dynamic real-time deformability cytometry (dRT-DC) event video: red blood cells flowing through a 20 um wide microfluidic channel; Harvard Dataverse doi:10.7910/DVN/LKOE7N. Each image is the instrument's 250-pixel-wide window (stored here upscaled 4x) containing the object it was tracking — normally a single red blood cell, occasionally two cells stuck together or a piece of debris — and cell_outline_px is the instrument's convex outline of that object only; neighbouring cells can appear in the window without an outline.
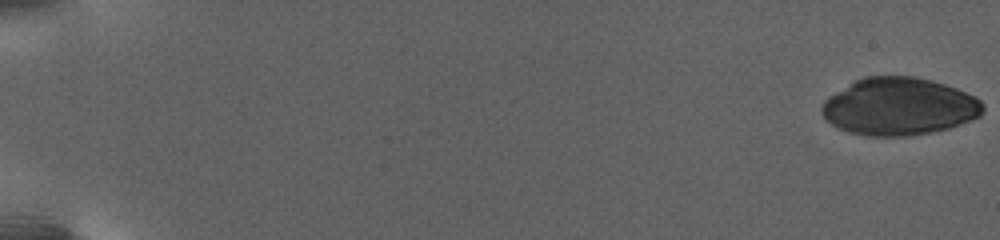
{"species": "human", "species_latin": "Homo sapiens", "temperature_condition": "warm", "stored_images_in_passage": 68, "camera_frame_rate_fps": 3000, "um_per_image_px": 0.085, "donor": {"sex": "female"}, "frame": {"image": 1, "passage_image": 1, "time_ms": 0.0, "image_size_px": [1000, 240], "cell_outline_px": [[984, 112], [980, 116], [972, 120], [948, 128], [932, 132], [908, 136], [868, 136], [848, 132], [836, 128], [820, 112], [820, 104], [828, 96], [856, 80], [864, 76], [912, 76], [932, 80], [956, 88], [976, 96], [984, 104]], "centroid_in_image_um": [76.42, 9.06], "position_along_channel_um": 8.6, "area_um2": 54.33}}
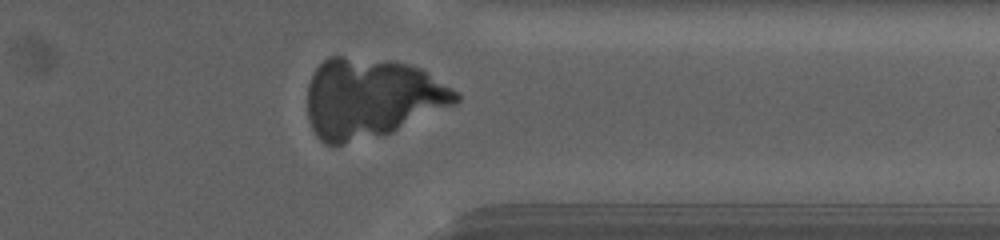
{"frame": {"image": 2, "passage_image": 59, "time_ms": 21.333, "image_size_px": [1000, 240], "cell_outline_px": [[460, 100], [452, 104], [392, 132], [344, 144], [324, 144], [316, 136], [308, 120], [308, 84], [312, 72], [328, 56], [340, 56], [392, 60], [408, 64], [420, 68], [452, 88], [460, 96]], "centroid_in_image_um": [31.51, 8.32], "position_along_channel_um": 379.9, "area_um2": 68.67}}
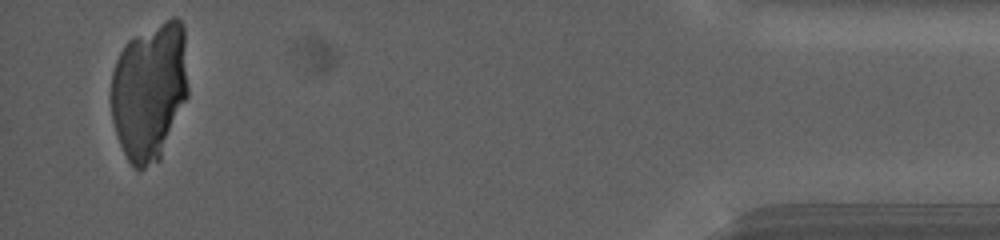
{"frame": {"image": 3, "passage_image": 68, "time_ms": 25.333, "image_size_px": [1000, 240], "cell_outline_px": [[188, 96], [160, 160], [140, 172], [132, 168], [120, 144], [112, 120], [112, 72], [116, 60], [124, 44], [132, 36], [172, 16], [176, 16], [184, 24], [188, 88]], "centroid_in_image_um": [12.72, 7.74], "position_along_channel_um": 422.5, "area_um2": 62.89}}